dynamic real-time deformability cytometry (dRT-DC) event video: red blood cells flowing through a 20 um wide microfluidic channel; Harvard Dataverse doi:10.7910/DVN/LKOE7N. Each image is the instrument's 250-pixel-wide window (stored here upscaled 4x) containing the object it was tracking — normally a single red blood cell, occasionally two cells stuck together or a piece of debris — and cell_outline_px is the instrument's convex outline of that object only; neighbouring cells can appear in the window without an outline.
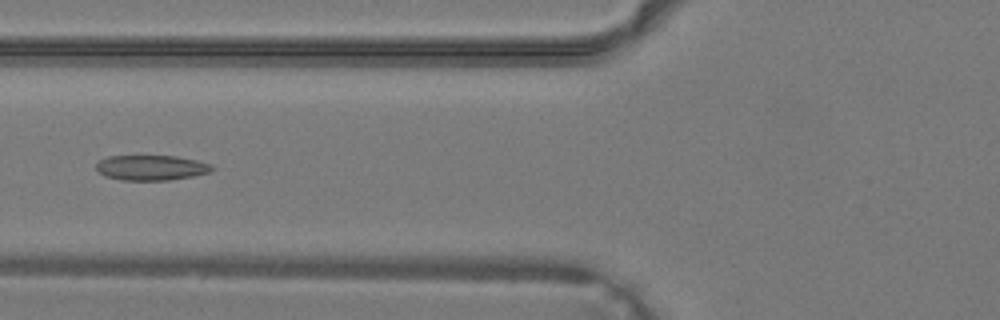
{"species": "common noctule bat (a hibernating species)", "species_latin": "Nyctalus noctula", "temperature_condition": "warm", "stored_images_in_passage": 40, "camera_frame_rate_fps": 3000, "um_per_image_px": 0.085, "animal": {"sex": "male", "body_mass_g": 19.2, "forearm_length_mm": 51.8}, "frame": {"image": 1, "passage_image": 17, "time_ms": 5.333, "image_size_px": [1000, 320], "cell_outline_px": [[216, 168], [208, 172], [192, 176], [172, 180], [120, 180], [104, 176], [96, 168], [96, 164], [100, 160], [108, 156], [176, 156], [196, 160], [212, 164]], "centroid_in_image_um": [12.86, 14.25], "position_along_channel_um": 112.9, "area_um2": 16.99}}
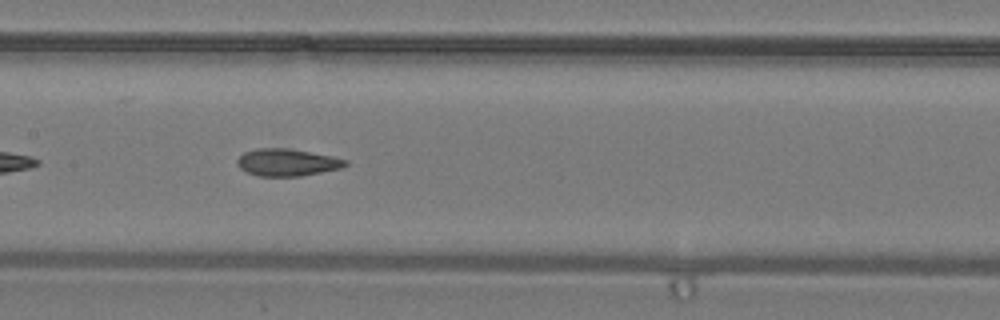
{"frame": {"image": 2, "passage_image": 21, "time_ms": 6.667, "image_size_px": [1000, 320], "cell_outline_px": [[348, 164], [340, 168], [300, 176], [260, 176], [248, 172], [240, 168], [236, 164], [236, 160], [244, 152], [256, 148], [288, 148], [332, 156], [348, 160]], "centroid_in_image_um": [24.39, 13.79], "position_along_channel_um": 183.0, "area_um2": 17.05}}
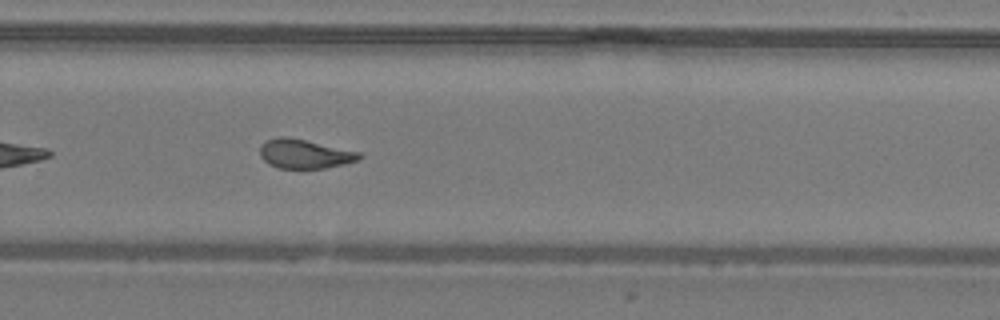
{"frame": {"image": 3, "passage_image": 28, "time_ms": 9.0, "image_size_px": [1000, 320], "cell_outline_px": [[364, 156], [360, 160], [344, 164], [324, 168], [280, 168], [268, 164], [260, 156], [260, 144], [268, 140], [280, 136], [284, 136], [304, 140], [360, 152]], "centroid_in_image_um": [25.9, 13.09], "position_along_channel_um": 303.9, "area_um2": 16.76}}